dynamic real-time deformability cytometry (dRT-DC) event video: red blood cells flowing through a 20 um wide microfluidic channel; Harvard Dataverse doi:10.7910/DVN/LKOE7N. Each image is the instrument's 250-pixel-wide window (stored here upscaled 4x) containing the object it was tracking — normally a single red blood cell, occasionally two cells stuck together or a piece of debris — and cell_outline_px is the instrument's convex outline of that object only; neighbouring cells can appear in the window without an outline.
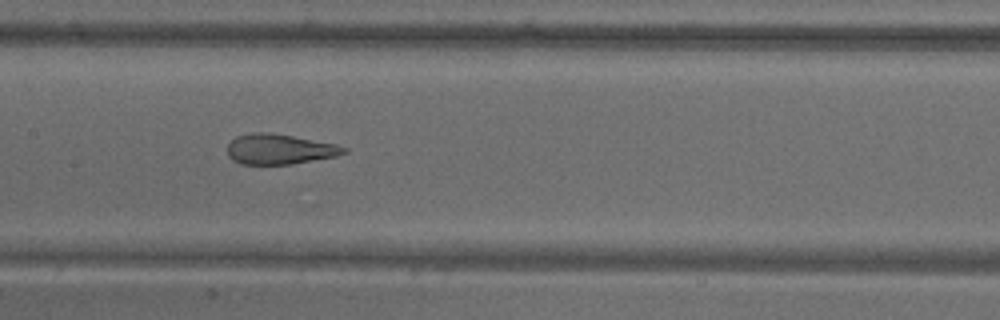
{"species": "common noctule bat (a hibernating species)", "species_latin": "Nyctalus noctula", "temperature_condition": "warm", "stored_images_in_passage": 10, "camera_frame_rate_fps": 3000, "um_per_image_px": 0.085, "animal": {"sex": "male", "body_mass_g": 18.8}, "frame": {"image": 1, "passage_image": 9, "time_ms": 10.333, "image_size_px": [1000, 320], "cell_outline_px": [[348, 152], [336, 156], [292, 164], [240, 164], [232, 160], [228, 156], [228, 144], [236, 136], [252, 132], [268, 132], [292, 136], [336, 144], [348, 148]], "centroid_in_image_um": [23.75, 12.68], "position_along_channel_um": 183.7, "area_um2": 20.52}}
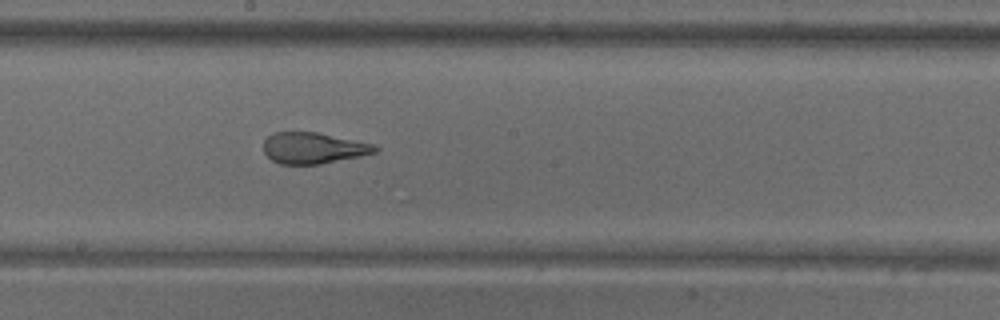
{"frame": {"image": 2, "passage_image": 10, "time_ms": 11.667, "image_size_px": [1000, 320], "cell_outline_px": [[380, 148], [376, 152], [360, 156], [320, 164], [280, 164], [272, 160], [264, 152], [264, 140], [268, 136], [276, 132], [316, 132], [376, 144]], "centroid_in_image_um": [26.66, 12.58], "position_along_channel_um": 221.5, "area_um2": 20.23}}